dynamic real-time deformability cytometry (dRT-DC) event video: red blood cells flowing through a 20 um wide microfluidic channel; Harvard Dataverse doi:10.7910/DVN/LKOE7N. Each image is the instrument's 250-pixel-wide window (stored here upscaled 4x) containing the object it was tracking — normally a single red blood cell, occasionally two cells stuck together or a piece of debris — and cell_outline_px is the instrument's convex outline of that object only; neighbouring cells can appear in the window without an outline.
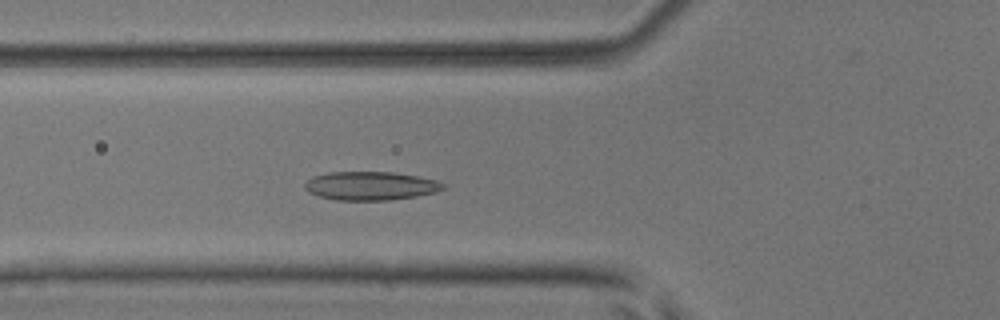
{"species": "common noctule bat (a hibernating species)", "species_latin": "Nyctalus noctula", "temperature_condition": "room temperature", "stored_images_in_passage": 48, "camera_frame_rate_fps": 3000, "um_per_image_px": 0.085, "animal": {"sex": "male", "body_mass_g": 17.9, "forearm_length_mm": 54.2}, "frame": {"image": 1, "passage_image": 16, "time_ms": 5.0, "image_size_px": [1000, 320], "cell_outline_px": [[444, 188], [436, 192], [416, 196], [388, 200], [336, 200], [320, 196], [308, 192], [304, 188], [304, 184], [312, 176], [328, 172], [392, 172], [416, 176], [436, 180], [444, 184]], "centroid_in_image_um": [31.47, 15.79], "position_along_channel_um": 94.3, "area_um2": 22.95}}
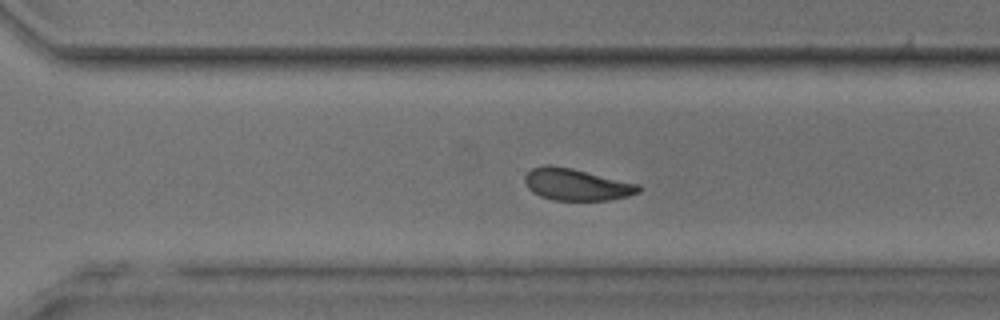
{"frame": {"image": 2, "passage_image": 33, "time_ms": 10.667, "image_size_px": [1000, 320], "cell_outline_px": [[640, 192], [628, 196], [608, 200], [552, 200], [540, 196], [532, 192], [528, 188], [524, 180], [524, 176], [532, 168], [544, 164], [548, 164], [572, 168], [640, 184]], "centroid_in_image_um": [48.98, 15.68], "position_along_channel_um": 321.6, "area_um2": 21.21}}
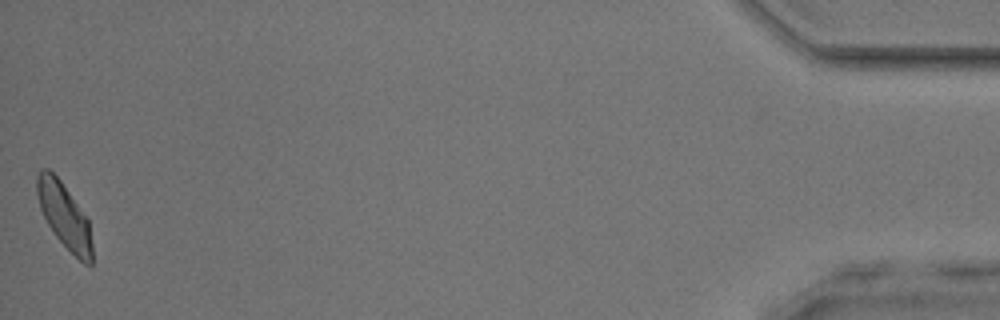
{"frame": {"image": 3, "passage_image": 48, "time_ms": 15.667, "image_size_px": [1000, 320], "cell_outline_px": [[92, 264], [84, 264], [56, 236], [48, 224], [40, 208], [36, 192], [36, 176], [44, 168], [48, 168], [60, 180], [88, 220], [92, 244]], "centroid_in_image_um": [5.45, 18.32], "position_along_channel_um": 429.7, "area_um2": 20.35}, "authors_computed_cell_mechanics": {"area_um2": 21.675, "velocity_mm_per_s": 4.0125, "shape_relaxation_time_tau1_ms": 4.1514, "shape_relaxation_time_tau2_ms": 2.4096, "deformation_change_tau1": 0.1091, "deformation_change_tau2": 0.0807}}